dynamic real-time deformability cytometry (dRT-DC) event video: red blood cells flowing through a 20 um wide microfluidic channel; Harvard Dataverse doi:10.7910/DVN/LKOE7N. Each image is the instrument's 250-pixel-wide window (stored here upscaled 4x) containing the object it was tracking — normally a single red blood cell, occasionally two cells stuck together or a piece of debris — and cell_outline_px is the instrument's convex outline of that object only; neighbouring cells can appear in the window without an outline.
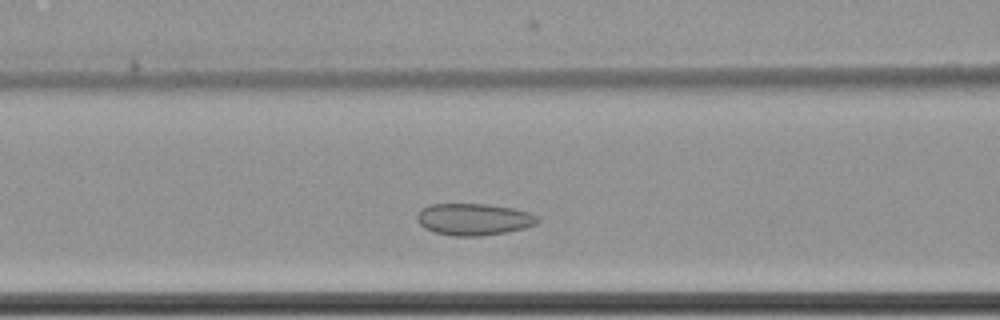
{"species": "common noctule bat (a hibernating species)", "species_latin": "Nyctalus noctula", "temperature_condition": "cold", "stored_images_in_passage": 39, "camera_frame_rate_fps": 3000, "um_per_image_px": 0.085, "animal": {"sex": "female", "body_mass_g": 22.7, "forearm_length_mm": 54.2}, "frame": {"image": 1, "passage_image": 14, "time_ms": 4.333, "image_size_px": [1000, 320], "cell_outline_px": [[540, 220], [536, 224], [524, 228], [508, 232], [480, 236], [452, 236], [436, 232], [424, 228], [416, 220], [416, 216], [420, 208], [432, 204], [488, 204], [512, 208], [528, 212], [540, 216]], "centroid_in_image_um": [40.27, 18.64], "position_along_channel_um": 126.3, "area_um2": 22.54}}
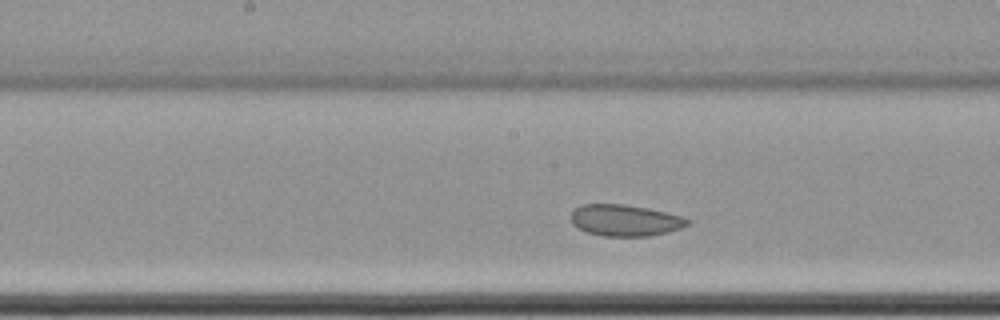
{"frame": {"image": 2, "passage_image": 20, "time_ms": 6.333, "image_size_px": [1000, 320], "cell_outline_px": [[688, 224], [680, 228], [668, 232], [648, 236], [604, 236], [588, 232], [572, 224], [572, 212], [576, 208], [584, 204], [624, 204], [648, 208], [680, 216], [688, 220]], "centroid_in_image_um": [53.12, 18.73], "position_along_channel_um": 195.1, "area_um2": 20.98}}
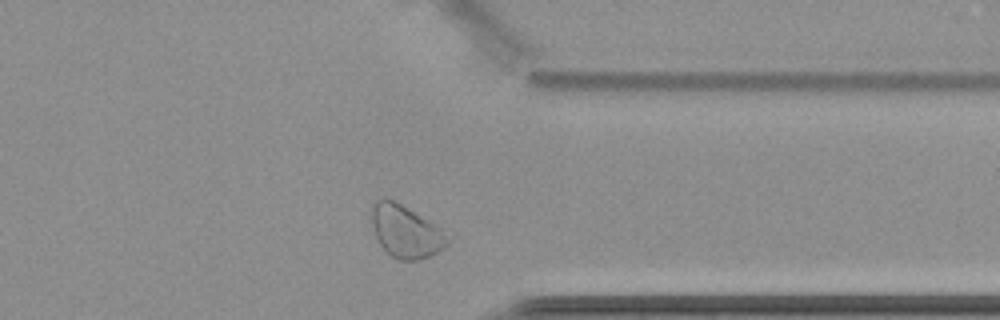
{"frame": {"image": 3, "passage_image": 36, "time_ms": 11.667, "image_size_px": [1000, 320], "cell_outline_px": [[452, 240], [444, 248], [428, 256], [416, 260], [400, 260], [392, 256], [380, 244], [368, 220], [372, 204], [376, 200], [384, 196], [440, 224]], "centroid_in_image_um": [34.5, 19.63], "position_along_channel_um": 376.9, "area_um2": 23.87}, "authors_computed_cell_mechanics": {"area_um2": 22.1374, "velocity_mm_per_s": 3.443, "shape_relaxation_time_tau1_ms": null, "shape_relaxation_time_tau2_ms": 2.3726, "deformation_change_tau1": null, "deformation_change_tau2": 0.0473}}